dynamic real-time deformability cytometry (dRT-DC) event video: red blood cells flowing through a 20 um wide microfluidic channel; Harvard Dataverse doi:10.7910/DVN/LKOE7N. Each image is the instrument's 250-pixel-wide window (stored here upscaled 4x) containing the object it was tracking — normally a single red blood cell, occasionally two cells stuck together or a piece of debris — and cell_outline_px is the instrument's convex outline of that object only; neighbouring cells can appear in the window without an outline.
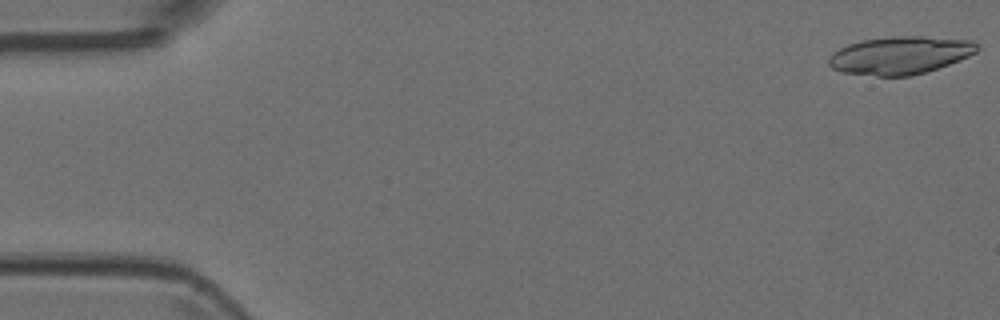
{"species": "Egyptian fruit bat (a non-hibernating species)", "species_latin": "Rousettus aegyptiacus", "temperature_condition": "room temperature", "stored_images_in_passage": 4, "segment_of_instrument_passage": [2, 2], "camera_frame_rate_fps": 3000, "um_per_image_px": 0.085, "animal": {"sex": "female"}, "frame": {"image": 1, "passage_image": 4, "time_ms": 1.0, "image_size_px": [1000, 320], "cell_outline_px": [[980, 48], [976, 52], [968, 56], [948, 64], [912, 76], [876, 76], [844, 72], [832, 68], [828, 64], [828, 60], [832, 52], [848, 44], [860, 40], [892, 36], [924, 36], [972, 40], [980, 44]], "centroid_in_image_um": [76.51, 4.68], "position_along_channel_um": 8.5, "area_um2": 32.77}}